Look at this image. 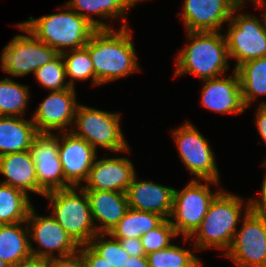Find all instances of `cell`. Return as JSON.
<instances>
[{
	"label": "cell",
	"instance_id": "32",
	"mask_svg": "<svg viewBox=\"0 0 266 267\" xmlns=\"http://www.w3.org/2000/svg\"><path fill=\"white\" fill-rule=\"evenodd\" d=\"M34 75L39 84L51 91H62L71 88L68 81H66V71L63 58L59 54L50 63L39 67Z\"/></svg>",
	"mask_w": 266,
	"mask_h": 267
},
{
	"label": "cell",
	"instance_id": "40",
	"mask_svg": "<svg viewBox=\"0 0 266 267\" xmlns=\"http://www.w3.org/2000/svg\"><path fill=\"white\" fill-rule=\"evenodd\" d=\"M237 7H244L247 3L246 0H232ZM255 6H257L262 0H250Z\"/></svg>",
	"mask_w": 266,
	"mask_h": 267
},
{
	"label": "cell",
	"instance_id": "42",
	"mask_svg": "<svg viewBox=\"0 0 266 267\" xmlns=\"http://www.w3.org/2000/svg\"><path fill=\"white\" fill-rule=\"evenodd\" d=\"M263 6V8L262 9H264V11L266 12V0H262L256 7L257 8H260V7H262ZM265 6V7H264Z\"/></svg>",
	"mask_w": 266,
	"mask_h": 267
},
{
	"label": "cell",
	"instance_id": "33",
	"mask_svg": "<svg viewBox=\"0 0 266 267\" xmlns=\"http://www.w3.org/2000/svg\"><path fill=\"white\" fill-rule=\"evenodd\" d=\"M175 228L172 226L169 219H165L158 227L141 236V243L145 250V254L159 251L168 248L173 243L172 238H176Z\"/></svg>",
	"mask_w": 266,
	"mask_h": 267
},
{
	"label": "cell",
	"instance_id": "13",
	"mask_svg": "<svg viewBox=\"0 0 266 267\" xmlns=\"http://www.w3.org/2000/svg\"><path fill=\"white\" fill-rule=\"evenodd\" d=\"M37 181L45 192L72 187L65 179L59 159L58 134L38 133L30 147Z\"/></svg>",
	"mask_w": 266,
	"mask_h": 267
},
{
	"label": "cell",
	"instance_id": "18",
	"mask_svg": "<svg viewBox=\"0 0 266 267\" xmlns=\"http://www.w3.org/2000/svg\"><path fill=\"white\" fill-rule=\"evenodd\" d=\"M135 174L134 165L127 157L96 158L85 185L81 187L126 193Z\"/></svg>",
	"mask_w": 266,
	"mask_h": 267
},
{
	"label": "cell",
	"instance_id": "20",
	"mask_svg": "<svg viewBox=\"0 0 266 267\" xmlns=\"http://www.w3.org/2000/svg\"><path fill=\"white\" fill-rule=\"evenodd\" d=\"M85 192L97 233H109L129 209L127 194L102 190H85Z\"/></svg>",
	"mask_w": 266,
	"mask_h": 267
},
{
	"label": "cell",
	"instance_id": "22",
	"mask_svg": "<svg viewBox=\"0 0 266 267\" xmlns=\"http://www.w3.org/2000/svg\"><path fill=\"white\" fill-rule=\"evenodd\" d=\"M143 1L145 0H69L66 4L96 29H114L106 22L92 18V14L105 20L123 19L125 23H122L121 27H129L125 13Z\"/></svg>",
	"mask_w": 266,
	"mask_h": 267
},
{
	"label": "cell",
	"instance_id": "39",
	"mask_svg": "<svg viewBox=\"0 0 266 267\" xmlns=\"http://www.w3.org/2000/svg\"><path fill=\"white\" fill-rule=\"evenodd\" d=\"M123 267H149L146 256H130Z\"/></svg>",
	"mask_w": 266,
	"mask_h": 267
},
{
	"label": "cell",
	"instance_id": "14",
	"mask_svg": "<svg viewBox=\"0 0 266 267\" xmlns=\"http://www.w3.org/2000/svg\"><path fill=\"white\" fill-rule=\"evenodd\" d=\"M75 88L62 91H51L40 103L32 115V121L38 133L53 131L67 132V127L73 126L75 111L79 105L76 101Z\"/></svg>",
	"mask_w": 266,
	"mask_h": 267
},
{
	"label": "cell",
	"instance_id": "12",
	"mask_svg": "<svg viewBox=\"0 0 266 267\" xmlns=\"http://www.w3.org/2000/svg\"><path fill=\"white\" fill-rule=\"evenodd\" d=\"M225 256L237 267H266V222L262 214L248 211Z\"/></svg>",
	"mask_w": 266,
	"mask_h": 267
},
{
	"label": "cell",
	"instance_id": "5",
	"mask_svg": "<svg viewBox=\"0 0 266 267\" xmlns=\"http://www.w3.org/2000/svg\"><path fill=\"white\" fill-rule=\"evenodd\" d=\"M43 197L50 202L51 215L79 246L87 245L98 234L88 196L82 187L54 190Z\"/></svg>",
	"mask_w": 266,
	"mask_h": 267
},
{
	"label": "cell",
	"instance_id": "31",
	"mask_svg": "<svg viewBox=\"0 0 266 267\" xmlns=\"http://www.w3.org/2000/svg\"><path fill=\"white\" fill-rule=\"evenodd\" d=\"M87 245L113 267H123L130 257L123 249L120 241L108 233L96 234Z\"/></svg>",
	"mask_w": 266,
	"mask_h": 267
},
{
	"label": "cell",
	"instance_id": "9",
	"mask_svg": "<svg viewBox=\"0 0 266 267\" xmlns=\"http://www.w3.org/2000/svg\"><path fill=\"white\" fill-rule=\"evenodd\" d=\"M15 27L28 35L18 34L4 47L1 53L3 72L12 77L26 76L59 55L55 49L39 41L21 23H17Z\"/></svg>",
	"mask_w": 266,
	"mask_h": 267
},
{
	"label": "cell",
	"instance_id": "43",
	"mask_svg": "<svg viewBox=\"0 0 266 267\" xmlns=\"http://www.w3.org/2000/svg\"><path fill=\"white\" fill-rule=\"evenodd\" d=\"M0 267H10L8 264H6L1 258H0Z\"/></svg>",
	"mask_w": 266,
	"mask_h": 267
},
{
	"label": "cell",
	"instance_id": "36",
	"mask_svg": "<svg viewBox=\"0 0 266 267\" xmlns=\"http://www.w3.org/2000/svg\"><path fill=\"white\" fill-rule=\"evenodd\" d=\"M262 166H266V159L263 162ZM260 199H249V209L250 211L257 214H266V174L264 175L261 191H260Z\"/></svg>",
	"mask_w": 266,
	"mask_h": 267
},
{
	"label": "cell",
	"instance_id": "6",
	"mask_svg": "<svg viewBox=\"0 0 266 267\" xmlns=\"http://www.w3.org/2000/svg\"><path fill=\"white\" fill-rule=\"evenodd\" d=\"M120 113H111L79 104L75 111L74 135L86 140L96 151L98 146L106 151L129 153V145L120 127Z\"/></svg>",
	"mask_w": 266,
	"mask_h": 267
},
{
	"label": "cell",
	"instance_id": "21",
	"mask_svg": "<svg viewBox=\"0 0 266 267\" xmlns=\"http://www.w3.org/2000/svg\"><path fill=\"white\" fill-rule=\"evenodd\" d=\"M0 174L6 179L0 183L44 196L37 181L35 164L30 150L0 156Z\"/></svg>",
	"mask_w": 266,
	"mask_h": 267
},
{
	"label": "cell",
	"instance_id": "27",
	"mask_svg": "<svg viewBox=\"0 0 266 267\" xmlns=\"http://www.w3.org/2000/svg\"><path fill=\"white\" fill-rule=\"evenodd\" d=\"M20 189L0 183V224L25 222L33 204Z\"/></svg>",
	"mask_w": 266,
	"mask_h": 267
},
{
	"label": "cell",
	"instance_id": "41",
	"mask_svg": "<svg viewBox=\"0 0 266 267\" xmlns=\"http://www.w3.org/2000/svg\"><path fill=\"white\" fill-rule=\"evenodd\" d=\"M16 267H42V262L33 260L30 263H27V264H24V265H20V266H16Z\"/></svg>",
	"mask_w": 266,
	"mask_h": 267
},
{
	"label": "cell",
	"instance_id": "24",
	"mask_svg": "<svg viewBox=\"0 0 266 267\" xmlns=\"http://www.w3.org/2000/svg\"><path fill=\"white\" fill-rule=\"evenodd\" d=\"M37 134L32 119L0 116V156L30 150Z\"/></svg>",
	"mask_w": 266,
	"mask_h": 267
},
{
	"label": "cell",
	"instance_id": "19",
	"mask_svg": "<svg viewBox=\"0 0 266 267\" xmlns=\"http://www.w3.org/2000/svg\"><path fill=\"white\" fill-rule=\"evenodd\" d=\"M134 175L126 192L129 208L157 213L169 219L172 213L174 189L152 181H138Z\"/></svg>",
	"mask_w": 266,
	"mask_h": 267
},
{
	"label": "cell",
	"instance_id": "28",
	"mask_svg": "<svg viewBox=\"0 0 266 267\" xmlns=\"http://www.w3.org/2000/svg\"><path fill=\"white\" fill-rule=\"evenodd\" d=\"M28 88L8 77L0 80V116L23 117L30 100Z\"/></svg>",
	"mask_w": 266,
	"mask_h": 267
},
{
	"label": "cell",
	"instance_id": "29",
	"mask_svg": "<svg viewBox=\"0 0 266 267\" xmlns=\"http://www.w3.org/2000/svg\"><path fill=\"white\" fill-rule=\"evenodd\" d=\"M69 78L70 87L75 88V81H85L91 78L92 84L100 85L95 79L94 67L89 52L85 48L65 51L61 54Z\"/></svg>",
	"mask_w": 266,
	"mask_h": 267
},
{
	"label": "cell",
	"instance_id": "37",
	"mask_svg": "<svg viewBox=\"0 0 266 267\" xmlns=\"http://www.w3.org/2000/svg\"><path fill=\"white\" fill-rule=\"evenodd\" d=\"M119 241L129 256H146L140 238H125Z\"/></svg>",
	"mask_w": 266,
	"mask_h": 267
},
{
	"label": "cell",
	"instance_id": "2",
	"mask_svg": "<svg viewBox=\"0 0 266 267\" xmlns=\"http://www.w3.org/2000/svg\"><path fill=\"white\" fill-rule=\"evenodd\" d=\"M249 207V200L245 204L238 195L221 190L209 205L200 226L190 237H184V240L196 238L193 242L194 251L215 248L224 250L225 255L231 247L237 225L250 210Z\"/></svg>",
	"mask_w": 266,
	"mask_h": 267
},
{
	"label": "cell",
	"instance_id": "26",
	"mask_svg": "<svg viewBox=\"0 0 266 267\" xmlns=\"http://www.w3.org/2000/svg\"><path fill=\"white\" fill-rule=\"evenodd\" d=\"M165 218L157 213H149L129 208L118 224L108 233L113 238H141L143 234L158 227Z\"/></svg>",
	"mask_w": 266,
	"mask_h": 267
},
{
	"label": "cell",
	"instance_id": "11",
	"mask_svg": "<svg viewBox=\"0 0 266 267\" xmlns=\"http://www.w3.org/2000/svg\"><path fill=\"white\" fill-rule=\"evenodd\" d=\"M181 162L196 180L219 182L215 155L208 140L189 121L172 130Z\"/></svg>",
	"mask_w": 266,
	"mask_h": 267
},
{
	"label": "cell",
	"instance_id": "30",
	"mask_svg": "<svg viewBox=\"0 0 266 267\" xmlns=\"http://www.w3.org/2000/svg\"><path fill=\"white\" fill-rule=\"evenodd\" d=\"M149 267H202L199 257L189 249L172 244L166 249L146 255Z\"/></svg>",
	"mask_w": 266,
	"mask_h": 267
},
{
	"label": "cell",
	"instance_id": "10",
	"mask_svg": "<svg viewBox=\"0 0 266 267\" xmlns=\"http://www.w3.org/2000/svg\"><path fill=\"white\" fill-rule=\"evenodd\" d=\"M35 211V207L32 206L26 220L29 239L39 245L35 249L30 240V249L34 261L70 257L79 252L80 246L51 214L42 216L37 215Z\"/></svg>",
	"mask_w": 266,
	"mask_h": 267
},
{
	"label": "cell",
	"instance_id": "16",
	"mask_svg": "<svg viewBox=\"0 0 266 267\" xmlns=\"http://www.w3.org/2000/svg\"><path fill=\"white\" fill-rule=\"evenodd\" d=\"M179 12L186 32L222 31L237 7L232 0H184Z\"/></svg>",
	"mask_w": 266,
	"mask_h": 267
},
{
	"label": "cell",
	"instance_id": "23",
	"mask_svg": "<svg viewBox=\"0 0 266 267\" xmlns=\"http://www.w3.org/2000/svg\"><path fill=\"white\" fill-rule=\"evenodd\" d=\"M0 258L10 267L33 261L26 221L0 224Z\"/></svg>",
	"mask_w": 266,
	"mask_h": 267
},
{
	"label": "cell",
	"instance_id": "17",
	"mask_svg": "<svg viewBox=\"0 0 266 267\" xmlns=\"http://www.w3.org/2000/svg\"><path fill=\"white\" fill-rule=\"evenodd\" d=\"M233 74L202 80L201 105L217 113L239 115L247 109L243 103L240 80Z\"/></svg>",
	"mask_w": 266,
	"mask_h": 267
},
{
	"label": "cell",
	"instance_id": "1",
	"mask_svg": "<svg viewBox=\"0 0 266 267\" xmlns=\"http://www.w3.org/2000/svg\"><path fill=\"white\" fill-rule=\"evenodd\" d=\"M117 30L97 29L84 47L89 52L95 79L100 85L127 77L141 69L131 41V29L120 27Z\"/></svg>",
	"mask_w": 266,
	"mask_h": 267
},
{
	"label": "cell",
	"instance_id": "7",
	"mask_svg": "<svg viewBox=\"0 0 266 267\" xmlns=\"http://www.w3.org/2000/svg\"><path fill=\"white\" fill-rule=\"evenodd\" d=\"M205 183H204V182ZM193 179L185 185L182 190L174 189L173 207L170 215V222L178 235L190 237L200 226L209 205L222 190L213 193L210 185L219 186V182L214 180Z\"/></svg>",
	"mask_w": 266,
	"mask_h": 267
},
{
	"label": "cell",
	"instance_id": "35",
	"mask_svg": "<svg viewBox=\"0 0 266 267\" xmlns=\"http://www.w3.org/2000/svg\"><path fill=\"white\" fill-rule=\"evenodd\" d=\"M42 267H84L79 253L64 258H51L42 260Z\"/></svg>",
	"mask_w": 266,
	"mask_h": 267
},
{
	"label": "cell",
	"instance_id": "3",
	"mask_svg": "<svg viewBox=\"0 0 266 267\" xmlns=\"http://www.w3.org/2000/svg\"><path fill=\"white\" fill-rule=\"evenodd\" d=\"M187 46L176 57L174 77L193 74L201 80L225 75L229 56L225 34L217 32H187Z\"/></svg>",
	"mask_w": 266,
	"mask_h": 267
},
{
	"label": "cell",
	"instance_id": "8",
	"mask_svg": "<svg viewBox=\"0 0 266 267\" xmlns=\"http://www.w3.org/2000/svg\"><path fill=\"white\" fill-rule=\"evenodd\" d=\"M241 8L233 10L225 33L228 56L236 59L234 69L246 61L266 57V12L262 11L261 21L249 12L236 14Z\"/></svg>",
	"mask_w": 266,
	"mask_h": 267
},
{
	"label": "cell",
	"instance_id": "34",
	"mask_svg": "<svg viewBox=\"0 0 266 267\" xmlns=\"http://www.w3.org/2000/svg\"><path fill=\"white\" fill-rule=\"evenodd\" d=\"M78 253L83 260L84 267H113L105 259L98 256L88 245H81Z\"/></svg>",
	"mask_w": 266,
	"mask_h": 267
},
{
	"label": "cell",
	"instance_id": "38",
	"mask_svg": "<svg viewBox=\"0 0 266 267\" xmlns=\"http://www.w3.org/2000/svg\"><path fill=\"white\" fill-rule=\"evenodd\" d=\"M258 105L259 106L257 110H255V125L257 127L259 135L266 143V102L261 101V103Z\"/></svg>",
	"mask_w": 266,
	"mask_h": 267
},
{
	"label": "cell",
	"instance_id": "15",
	"mask_svg": "<svg viewBox=\"0 0 266 267\" xmlns=\"http://www.w3.org/2000/svg\"><path fill=\"white\" fill-rule=\"evenodd\" d=\"M61 133L58 135V148L64 179L72 187H81L98 157L97 151L71 131Z\"/></svg>",
	"mask_w": 266,
	"mask_h": 267
},
{
	"label": "cell",
	"instance_id": "25",
	"mask_svg": "<svg viewBox=\"0 0 266 267\" xmlns=\"http://www.w3.org/2000/svg\"><path fill=\"white\" fill-rule=\"evenodd\" d=\"M238 74L242 99L245 107H250L259 95H266V57L252 59L239 65Z\"/></svg>",
	"mask_w": 266,
	"mask_h": 267
},
{
	"label": "cell",
	"instance_id": "4",
	"mask_svg": "<svg viewBox=\"0 0 266 267\" xmlns=\"http://www.w3.org/2000/svg\"><path fill=\"white\" fill-rule=\"evenodd\" d=\"M62 8L66 10L37 19L30 16L29 20L21 22L39 41L49 45L59 54L84 48L97 30L67 4L62 5Z\"/></svg>",
	"mask_w": 266,
	"mask_h": 267
}]
</instances>
